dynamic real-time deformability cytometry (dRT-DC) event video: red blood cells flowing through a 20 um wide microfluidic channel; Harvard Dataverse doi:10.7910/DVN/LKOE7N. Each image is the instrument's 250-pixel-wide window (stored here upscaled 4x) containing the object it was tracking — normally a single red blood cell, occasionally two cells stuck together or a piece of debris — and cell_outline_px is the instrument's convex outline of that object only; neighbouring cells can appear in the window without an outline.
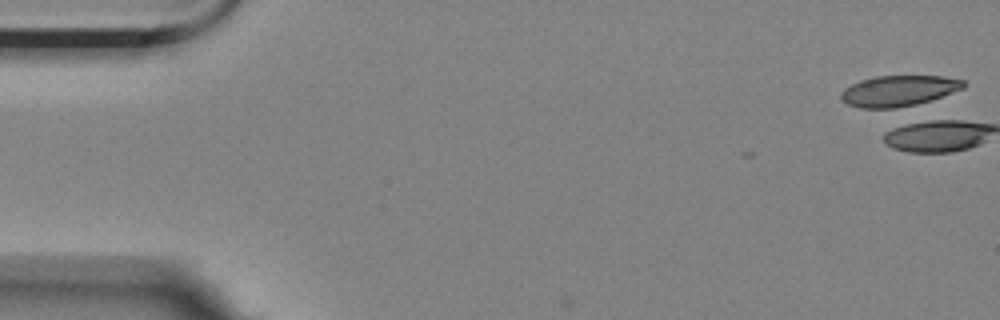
{"species": "Egyptian fruit bat (a non-hibernating species)", "species_latin": "Rousettus aegyptiacus", "temperature_condition": "room temperature", "stored_images_in_passage": 5, "camera_frame_rate_fps": 3000, "um_per_image_px": 0.085, "animal": {"sex": "female"}, "frame": {"image": 1, "passage_image": 1, "time_ms": 0.0, "image_size_px": [1000, 320], "cell_outline_px": [[968, 84], [964, 88], [908, 108], [860, 108], [848, 104], [840, 100], [840, 92], [844, 88], [860, 80], [876, 76], [944, 76], [964, 80]], "centroid_in_image_um": [76.39, 7.73], "position_along_channel_um": 8.6, "area_um2": 22.37}}